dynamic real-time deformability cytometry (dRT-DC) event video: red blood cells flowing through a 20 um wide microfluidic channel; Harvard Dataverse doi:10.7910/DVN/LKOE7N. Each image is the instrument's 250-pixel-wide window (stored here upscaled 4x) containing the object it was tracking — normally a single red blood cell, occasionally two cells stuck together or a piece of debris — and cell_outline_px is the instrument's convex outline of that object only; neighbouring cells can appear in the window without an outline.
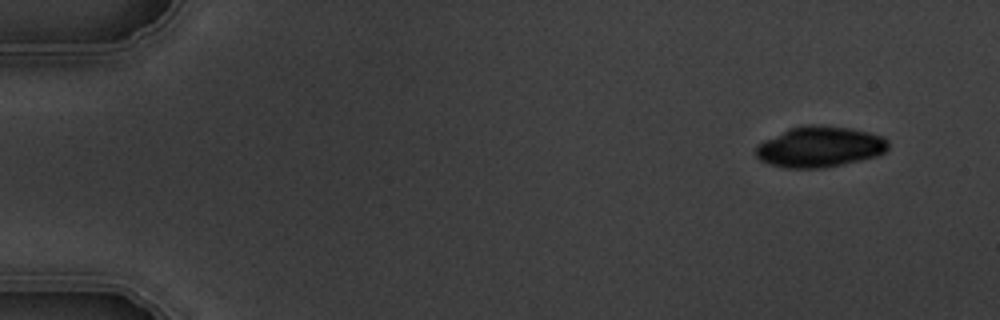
{"species": "common noctule bat (a hibernating species)", "species_latin": "Nyctalus noctula", "temperature_condition": "warm", "stored_images_in_passage": 8, "camera_frame_rate_fps": 3000, "um_per_image_px": 0.085, "animal": {"sex": "male", "body_mass_g": 19.5, "forearm_length_mm": 54.6}, "frame": {"image": 1, "passage_image": 1, "time_ms": 0.0, "image_size_px": [1000, 320], "cell_outline_px": [[888, 148], [884, 152], [876, 156], [860, 160], [824, 168], [788, 168], [768, 164], [760, 160], [756, 156], [756, 144], [788, 128], [808, 124], [820, 124], [848, 128], [868, 132], [880, 136], [888, 140]], "centroid_in_image_um": [69.64, 12.47], "position_along_channel_um": 15.4, "area_um2": 31.5}}